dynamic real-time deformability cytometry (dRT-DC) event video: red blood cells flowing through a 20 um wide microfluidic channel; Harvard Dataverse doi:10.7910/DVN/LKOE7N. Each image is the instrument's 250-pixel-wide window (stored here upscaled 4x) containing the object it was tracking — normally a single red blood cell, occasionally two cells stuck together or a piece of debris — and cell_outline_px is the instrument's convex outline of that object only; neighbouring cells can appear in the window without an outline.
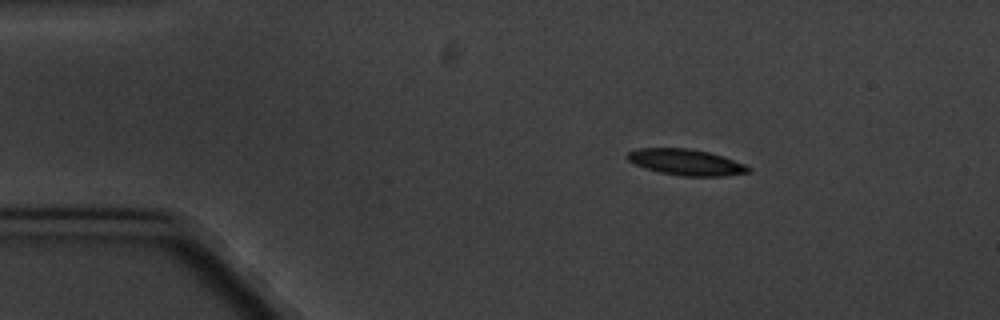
{"species": "common noctule bat (a hibernating species)", "species_latin": "Nyctalus noctula", "temperature_condition": "cold", "stored_images_in_passage": 4, "camera_frame_rate_fps": 3000, "um_per_image_px": 0.085, "animal": {"sex": "male", "body_mass_g": 20.1, "forearm_length_mm": 53.5}, "frame": {"image": 1, "passage_image": 1, "time_ms": 0.0, "image_size_px": [1000, 320], "cell_outline_px": [[752, 172], [724, 176], [680, 176], [660, 172], [644, 168], [628, 160], [628, 152], [636, 148], [688, 148], [708, 152], [744, 164], [752, 168]], "centroid_in_image_um": [58.32, 13.79], "position_along_channel_um": 26.7, "area_um2": 18.26}}
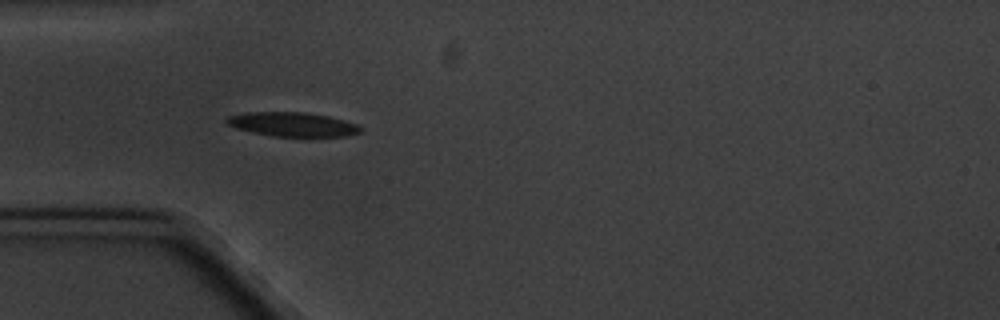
{"frame": {"image": 2, "passage_image": 3, "time_ms": 2.667, "image_size_px": [1000, 320], "cell_outline_px": [[360, 132], [348, 136], [308, 140], [304, 140], [272, 136], [252, 132], [236, 128], [228, 124], [224, 120], [228, 116], [244, 112], [304, 112], [328, 116], [356, 124], [360, 128]], "centroid_in_image_um": [24.89, 10.63], "position_along_channel_um": 60.1, "area_um2": 19.83}}